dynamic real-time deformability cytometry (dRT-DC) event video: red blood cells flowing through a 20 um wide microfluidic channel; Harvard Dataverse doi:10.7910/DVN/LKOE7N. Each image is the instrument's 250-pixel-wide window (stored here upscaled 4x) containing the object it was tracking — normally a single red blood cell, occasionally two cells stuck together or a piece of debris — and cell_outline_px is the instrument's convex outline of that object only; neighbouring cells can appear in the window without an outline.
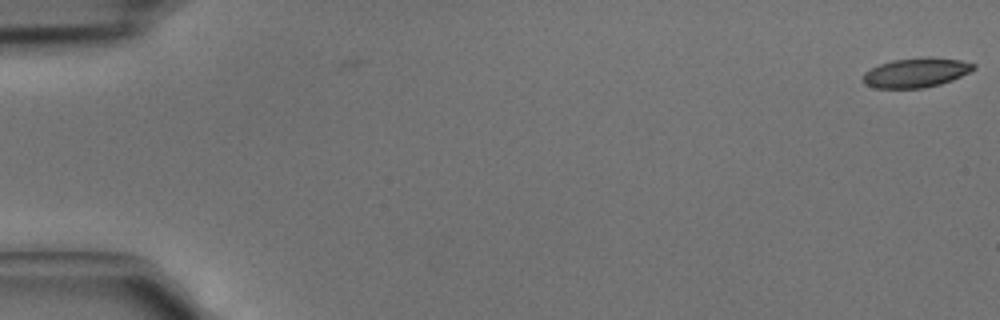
{"species": "common noctule bat (a hibernating species)", "species_latin": "Nyctalus noctula", "temperature_condition": "cold", "stored_images_in_passage": 3, "camera_frame_rate_fps": 3000, "um_per_image_px": 0.085, "animal": {"sex": "male", "body_mass_g": 15.6}, "frame": {"image": 1, "passage_image": 3, "time_ms": 0.667, "image_size_px": [1000, 320], "cell_outline_px": [[976, 68], [952, 80], [940, 84], [924, 88], [876, 88], [864, 84], [864, 72], [880, 64], [892, 60], [924, 56], [932, 56], [960, 60], [976, 64]], "centroid_in_image_um": [77.88, 6.16], "position_along_channel_um": 7.1, "area_um2": 19.07}}